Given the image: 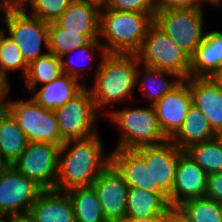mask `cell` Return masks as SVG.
Segmentation results:
<instances>
[{"label": "cell", "mask_w": 222, "mask_h": 222, "mask_svg": "<svg viewBox=\"0 0 222 222\" xmlns=\"http://www.w3.org/2000/svg\"><path fill=\"white\" fill-rule=\"evenodd\" d=\"M12 222H35L30 214L18 215L12 217Z\"/></svg>", "instance_id": "41"}, {"label": "cell", "mask_w": 222, "mask_h": 222, "mask_svg": "<svg viewBox=\"0 0 222 222\" xmlns=\"http://www.w3.org/2000/svg\"><path fill=\"white\" fill-rule=\"evenodd\" d=\"M206 197L217 202L222 201V172L208 175Z\"/></svg>", "instance_id": "35"}, {"label": "cell", "mask_w": 222, "mask_h": 222, "mask_svg": "<svg viewBox=\"0 0 222 222\" xmlns=\"http://www.w3.org/2000/svg\"><path fill=\"white\" fill-rule=\"evenodd\" d=\"M156 11L202 7L197 0H154Z\"/></svg>", "instance_id": "36"}, {"label": "cell", "mask_w": 222, "mask_h": 222, "mask_svg": "<svg viewBox=\"0 0 222 222\" xmlns=\"http://www.w3.org/2000/svg\"><path fill=\"white\" fill-rule=\"evenodd\" d=\"M121 12L149 14L153 19L156 13L154 0H108L105 6Z\"/></svg>", "instance_id": "34"}, {"label": "cell", "mask_w": 222, "mask_h": 222, "mask_svg": "<svg viewBox=\"0 0 222 222\" xmlns=\"http://www.w3.org/2000/svg\"><path fill=\"white\" fill-rule=\"evenodd\" d=\"M89 2H93L95 4H98L100 7L105 6L108 0H87Z\"/></svg>", "instance_id": "43"}, {"label": "cell", "mask_w": 222, "mask_h": 222, "mask_svg": "<svg viewBox=\"0 0 222 222\" xmlns=\"http://www.w3.org/2000/svg\"><path fill=\"white\" fill-rule=\"evenodd\" d=\"M118 222H164V216H152L144 219L125 217Z\"/></svg>", "instance_id": "39"}, {"label": "cell", "mask_w": 222, "mask_h": 222, "mask_svg": "<svg viewBox=\"0 0 222 222\" xmlns=\"http://www.w3.org/2000/svg\"><path fill=\"white\" fill-rule=\"evenodd\" d=\"M1 12H2V6L0 5V13ZM5 33H6V29L0 27V43Z\"/></svg>", "instance_id": "46"}, {"label": "cell", "mask_w": 222, "mask_h": 222, "mask_svg": "<svg viewBox=\"0 0 222 222\" xmlns=\"http://www.w3.org/2000/svg\"><path fill=\"white\" fill-rule=\"evenodd\" d=\"M139 68L136 76V88L140 90L142 97L149 100L150 105L158 102L183 80L171 71L151 68L142 64H140ZM167 76L172 79H166Z\"/></svg>", "instance_id": "22"}, {"label": "cell", "mask_w": 222, "mask_h": 222, "mask_svg": "<svg viewBox=\"0 0 222 222\" xmlns=\"http://www.w3.org/2000/svg\"><path fill=\"white\" fill-rule=\"evenodd\" d=\"M29 140L7 109H0V157L12 166L28 146Z\"/></svg>", "instance_id": "24"}, {"label": "cell", "mask_w": 222, "mask_h": 222, "mask_svg": "<svg viewBox=\"0 0 222 222\" xmlns=\"http://www.w3.org/2000/svg\"><path fill=\"white\" fill-rule=\"evenodd\" d=\"M203 9L199 7L156 11L154 24L192 56L205 36Z\"/></svg>", "instance_id": "7"}, {"label": "cell", "mask_w": 222, "mask_h": 222, "mask_svg": "<svg viewBox=\"0 0 222 222\" xmlns=\"http://www.w3.org/2000/svg\"><path fill=\"white\" fill-rule=\"evenodd\" d=\"M168 206L169 197L166 194L152 193L137 187L128 189L126 217L144 219L164 216Z\"/></svg>", "instance_id": "25"}, {"label": "cell", "mask_w": 222, "mask_h": 222, "mask_svg": "<svg viewBox=\"0 0 222 222\" xmlns=\"http://www.w3.org/2000/svg\"><path fill=\"white\" fill-rule=\"evenodd\" d=\"M136 151L150 166L152 175V193L172 194L175 182V168L179 155L183 152L170 140L159 145L146 146Z\"/></svg>", "instance_id": "12"}, {"label": "cell", "mask_w": 222, "mask_h": 222, "mask_svg": "<svg viewBox=\"0 0 222 222\" xmlns=\"http://www.w3.org/2000/svg\"><path fill=\"white\" fill-rule=\"evenodd\" d=\"M207 177L208 174L183 151L176 164L169 205H181L189 199L206 197Z\"/></svg>", "instance_id": "14"}, {"label": "cell", "mask_w": 222, "mask_h": 222, "mask_svg": "<svg viewBox=\"0 0 222 222\" xmlns=\"http://www.w3.org/2000/svg\"><path fill=\"white\" fill-rule=\"evenodd\" d=\"M0 69L7 75L8 71L19 69L23 78L28 70V63L23 58L18 45L6 33L0 43Z\"/></svg>", "instance_id": "32"}, {"label": "cell", "mask_w": 222, "mask_h": 222, "mask_svg": "<svg viewBox=\"0 0 222 222\" xmlns=\"http://www.w3.org/2000/svg\"><path fill=\"white\" fill-rule=\"evenodd\" d=\"M29 0H0V5L4 7H24Z\"/></svg>", "instance_id": "40"}, {"label": "cell", "mask_w": 222, "mask_h": 222, "mask_svg": "<svg viewBox=\"0 0 222 222\" xmlns=\"http://www.w3.org/2000/svg\"><path fill=\"white\" fill-rule=\"evenodd\" d=\"M49 52L58 58L89 44L92 40H99V34H81V31H65L55 21L49 23Z\"/></svg>", "instance_id": "28"}, {"label": "cell", "mask_w": 222, "mask_h": 222, "mask_svg": "<svg viewBox=\"0 0 222 222\" xmlns=\"http://www.w3.org/2000/svg\"><path fill=\"white\" fill-rule=\"evenodd\" d=\"M69 195L76 222H108L94 187H76L66 191Z\"/></svg>", "instance_id": "26"}, {"label": "cell", "mask_w": 222, "mask_h": 222, "mask_svg": "<svg viewBox=\"0 0 222 222\" xmlns=\"http://www.w3.org/2000/svg\"><path fill=\"white\" fill-rule=\"evenodd\" d=\"M63 74L61 60L53 53L47 54L33 60L28 64V70L24 81L25 89L32 92L38 89V85H44L54 81Z\"/></svg>", "instance_id": "27"}, {"label": "cell", "mask_w": 222, "mask_h": 222, "mask_svg": "<svg viewBox=\"0 0 222 222\" xmlns=\"http://www.w3.org/2000/svg\"><path fill=\"white\" fill-rule=\"evenodd\" d=\"M153 23L149 14L101 7L99 40H104L101 43L106 53L136 54Z\"/></svg>", "instance_id": "3"}, {"label": "cell", "mask_w": 222, "mask_h": 222, "mask_svg": "<svg viewBox=\"0 0 222 222\" xmlns=\"http://www.w3.org/2000/svg\"><path fill=\"white\" fill-rule=\"evenodd\" d=\"M222 69V31H207L191 56L190 77H215Z\"/></svg>", "instance_id": "17"}, {"label": "cell", "mask_w": 222, "mask_h": 222, "mask_svg": "<svg viewBox=\"0 0 222 222\" xmlns=\"http://www.w3.org/2000/svg\"><path fill=\"white\" fill-rule=\"evenodd\" d=\"M6 109L13 115L29 142L59 146L64 143L54 111L42 107L32 97L28 100H11Z\"/></svg>", "instance_id": "9"}, {"label": "cell", "mask_w": 222, "mask_h": 222, "mask_svg": "<svg viewBox=\"0 0 222 222\" xmlns=\"http://www.w3.org/2000/svg\"><path fill=\"white\" fill-rule=\"evenodd\" d=\"M139 67L136 54L106 53L100 57L93 85L88 87L97 111L132 99Z\"/></svg>", "instance_id": "2"}, {"label": "cell", "mask_w": 222, "mask_h": 222, "mask_svg": "<svg viewBox=\"0 0 222 222\" xmlns=\"http://www.w3.org/2000/svg\"><path fill=\"white\" fill-rule=\"evenodd\" d=\"M219 206H220L221 222H222V201H221V202H219Z\"/></svg>", "instance_id": "49"}, {"label": "cell", "mask_w": 222, "mask_h": 222, "mask_svg": "<svg viewBox=\"0 0 222 222\" xmlns=\"http://www.w3.org/2000/svg\"><path fill=\"white\" fill-rule=\"evenodd\" d=\"M8 75L0 69V109H6L11 100H6L10 91Z\"/></svg>", "instance_id": "38"}, {"label": "cell", "mask_w": 222, "mask_h": 222, "mask_svg": "<svg viewBox=\"0 0 222 222\" xmlns=\"http://www.w3.org/2000/svg\"><path fill=\"white\" fill-rule=\"evenodd\" d=\"M109 121L118 128L119 140L114 149L136 150L159 145L169 139L163 133L153 105L123 108L107 112Z\"/></svg>", "instance_id": "4"}, {"label": "cell", "mask_w": 222, "mask_h": 222, "mask_svg": "<svg viewBox=\"0 0 222 222\" xmlns=\"http://www.w3.org/2000/svg\"><path fill=\"white\" fill-rule=\"evenodd\" d=\"M216 138L206 116L192 105L178 131L169 139L180 150L185 151L191 145Z\"/></svg>", "instance_id": "23"}, {"label": "cell", "mask_w": 222, "mask_h": 222, "mask_svg": "<svg viewBox=\"0 0 222 222\" xmlns=\"http://www.w3.org/2000/svg\"><path fill=\"white\" fill-rule=\"evenodd\" d=\"M86 85L63 73L54 81L33 90L32 98L42 107L55 111L76 96Z\"/></svg>", "instance_id": "20"}, {"label": "cell", "mask_w": 222, "mask_h": 222, "mask_svg": "<svg viewBox=\"0 0 222 222\" xmlns=\"http://www.w3.org/2000/svg\"><path fill=\"white\" fill-rule=\"evenodd\" d=\"M214 79L221 85L222 87V69L221 71L214 77Z\"/></svg>", "instance_id": "44"}, {"label": "cell", "mask_w": 222, "mask_h": 222, "mask_svg": "<svg viewBox=\"0 0 222 222\" xmlns=\"http://www.w3.org/2000/svg\"><path fill=\"white\" fill-rule=\"evenodd\" d=\"M2 12L6 34L18 45L28 64L49 52L48 22L30 15L23 7L2 6Z\"/></svg>", "instance_id": "5"}, {"label": "cell", "mask_w": 222, "mask_h": 222, "mask_svg": "<svg viewBox=\"0 0 222 222\" xmlns=\"http://www.w3.org/2000/svg\"><path fill=\"white\" fill-rule=\"evenodd\" d=\"M216 137L222 141V128L216 133Z\"/></svg>", "instance_id": "47"}, {"label": "cell", "mask_w": 222, "mask_h": 222, "mask_svg": "<svg viewBox=\"0 0 222 222\" xmlns=\"http://www.w3.org/2000/svg\"><path fill=\"white\" fill-rule=\"evenodd\" d=\"M192 222H221L219 202L204 198H193L180 205Z\"/></svg>", "instance_id": "31"}, {"label": "cell", "mask_w": 222, "mask_h": 222, "mask_svg": "<svg viewBox=\"0 0 222 222\" xmlns=\"http://www.w3.org/2000/svg\"><path fill=\"white\" fill-rule=\"evenodd\" d=\"M100 6L87 0H73L55 21L65 31L99 34Z\"/></svg>", "instance_id": "21"}, {"label": "cell", "mask_w": 222, "mask_h": 222, "mask_svg": "<svg viewBox=\"0 0 222 222\" xmlns=\"http://www.w3.org/2000/svg\"><path fill=\"white\" fill-rule=\"evenodd\" d=\"M8 165L3 161V159L0 157V175L2 174V172L4 171V169L7 167Z\"/></svg>", "instance_id": "45"}, {"label": "cell", "mask_w": 222, "mask_h": 222, "mask_svg": "<svg viewBox=\"0 0 222 222\" xmlns=\"http://www.w3.org/2000/svg\"><path fill=\"white\" fill-rule=\"evenodd\" d=\"M73 0H29L23 8L30 7V15L45 22L56 21Z\"/></svg>", "instance_id": "33"}, {"label": "cell", "mask_w": 222, "mask_h": 222, "mask_svg": "<svg viewBox=\"0 0 222 222\" xmlns=\"http://www.w3.org/2000/svg\"><path fill=\"white\" fill-rule=\"evenodd\" d=\"M29 214L35 222H76L69 195L56 190H44Z\"/></svg>", "instance_id": "18"}, {"label": "cell", "mask_w": 222, "mask_h": 222, "mask_svg": "<svg viewBox=\"0 0 222 222\" xmlns=\"http://www.w3.org/2000/svg\"><path fill=\"white\" fill-rule=\"evenodd\" d=\"M76 52L78 54L77 59L79 58V59H81V61L84 60L83 59L84 57L87 58L89 61L93 60L94 58L92 57V55L94 52H96L97 54L99 53L100 57H103L104 54H106L101 41L100 40H92L89 44H87L81 48H76L73 51L61 56L60 60H61L63 73L68 74L71 77L78 79L79 81L82 80V76H83L82 73L84 72L87 65L86 66L84 65L85 62L83 64L79 63L80 65L76 64L77 62L74 59V55H73ZM79 59H78V61H79ZM85 61H86V59H85Z\"/></svg>", "instance_id": "30"}, {"label": "cell", "mask_w": 222, "mask_h": 222, "mask_svg": "<svg viewBox=\"0 0 222 222\" xmlns=\"http://www.w3.org/2000/svg\"><path fill=\"white\" fill-rule=\"evenodd\" d=\"M0 222H12V217L4 219V217H0Z\"/></svg>", "instance_id": "48"}, {"label": "cell", "mask_w": 222, "mask_h": 222, "mask_svg": "<svg viewBox=\"0 0 222 222\" xmlns=\"http://www.w3.org/2000/svg\"><path fill=\"white\" fill-rule=\"evenodd\" d=\"M153 106L163 133L170 139L178 131L192 106L188 79H183Z\"/></svg>", "instance_id": "15"}, {"label": "cell", "mask_w": 222, "mask_h": 222, "mask_svg": "<svg viewBox=\"0 0 222 222\" xmlns=\"http://www.w3.org/2000/svg\"><path fill=\"white\" fill-rule=\"evenodd\" d=\"M164 222H192L180 205H169L164 214Z\"/></svg>", "instance_id": "37"}, {"label": "cell", "mask_w": 222, "mask_h": 222, "mask_svg": "<svg viewBox=\"0 0 222 222\" xmlns=\"http://www.w3.org/2000/svg\"><path fill=\"white\" fill-rule=\"evenodd\" d=\"M99 133L86 138L68 140L60 147L56 191L91 186L111 163V155L103 151Z\"/></svg>", "instance_id": "1"}, {"label": "cell", "mask_w": 222, "mask_h": 222, "mask_svg": "<svg viewBox=\"0 0 222 222\" xmlns=\"http://www.w3.org/2000/svg\"><path fill=\"white\" fill-rule=\"evenodd\" d=\"M98 199L108 222H118L126 217L128 189L123 175L110 163L93 182Z\"/></svg>", "instance_id": "13"}, {"label": "cell", "mask_w": 222, "mask_h": 222, "mask_svg": "<svg viewBox=\"0 0 222 222\" xmlns=\"http://www.w3.org/2000/svg\"><path fill=\"white\" fill-rule=\"evenodd\" d=\"M185 151L208 175L222 172V141L217 137L191 145Z\"/></svg>", "instance_id": "29"}, {"label": "cell", "mask_w": 222, "mask_h": 222, "mask_svg": "<svg viewBox=\"0 0 222 222\" xmlns=\"http://www.w3.org/2000/svg\"><path fill=\"white\" fill-rule=\"evenodd\" d=\"M59 145L29 142L13 166L44 190H54L58 176Z\"/></svg>", "instance_id": "11"}, {"label": "cell", "mask_w": 222, "mask_h": 222, "mask_svg": "<svg viewBox=\"0 0 222 222\" xmlns=\"http://www.w3.org/2000/svg\"><path fill=\"white\" fill-rule=\"evenodd\" d=\"M136 55L142 65L174 72L182 79L190 77L191 56L154 23Z\"/></svg>", "instance_id": "6"}, {"label": "cell", "mask_w": 222, "mask_h": 222, "mask_svg": "<svg viewBox=\"0 0 222 222\" xmlns=\"http://www.w3.org/2000/svg\"><path fill=\"white\" fill-rule=\"evenodd\" d=\"M111 163L123 175L129 187L152 192V175L149 165L136 150L113 149Z\"/></svg>", "instance_id": "19"}, {"label": "cell", "mask_w": 222, "mask_h": 222, "mask_svg": "<svg viewBox=\"0 0 222 222\" xmlns=\"http://www.w3.org/2000/svg\"><path fill=\"white\" fill-rule=\"evenodd\" d=\"M197 1H198V3H199L201 6H203V4L206 3V2H207V5H208V3H209V4H212L213 6H214V5H219V4H221V2H222V0H197Z\"/></svg>", "instance_id": "42"}, {"label": "cell", "mask_w": 222, "mask_h": 222, "mask_svg": "<svg viewBox=\"0 0 222 222\" xmlns=\"http://www.w3.org/2000/svg\"><path fill=\"white\" fill-rule=\"evenodd\" d=\"M192 105L199 109L217 133L222 128V87L214 77H189Z\"/></svg>", "instance_id": "16"}, {"label": "cell", "mask_w": 222, "mask_h": 222, "mask_svg": "<svg viewBox=\"0 0 222 222\" xmlns=\"http://www.w3.org/2000/svg\"><path fill=\"white\" fill-rule=\"evenodd\" d=\"M44 189L21 174L13 165L0 175V217L29 214Z\"/></svg>", "instance_id": "10"}, {"label": "cell", "mask_w": 222, "mask_h": 222, "mask_svg": "<svg viewBox=\"0 0 222 222\" xmlns=\"http://www.w3.org/2000/svg\"><path fill=\"white\" fill-rule=\"evenodd\" d=\"M54 113L63 141L86 139L98 133L95 124L99 112L87 85Z\"/></svg>", "instance_id": "8"}]
</instances>
